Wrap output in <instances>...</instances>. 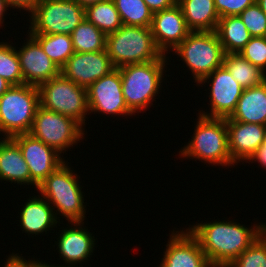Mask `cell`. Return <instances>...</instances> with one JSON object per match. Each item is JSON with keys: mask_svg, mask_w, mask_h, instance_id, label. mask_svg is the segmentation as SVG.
<instances>
[{"mask_svg": "<svg viewBox=\"0 0 266 267\" xmlns=\"http://www.w3.org/2000/svg\"><path fill=\"white\" fill-rule=\"evenodd\" d=\"M211 78L212 83L209 85L211 91L208 93L210 94L211 112L201 113L200 111L199 114L211 118H229L235 110L244 89L234 80L231 73L224 66L217 68L199 84L210 81Z\"/></svg>", "mask_w": 266, "mask_h": 267, "instance_id": "14", "label": "cell"}, {"mask_svg": "<svg viewBox=\"0 0 266 267\" xmlns=\"http://www.w3.org/2000/svg\"><path fill=\"white\" fill-rule=\"evenodd\" d=\"M174 231L159 267H213L188 229L185 232Z\"/></svg>", "mask_w": 266, "mask_h": 267, "instance_id": "17", "label": "cell"}, {"mask_svg": "<svg viewBox=\"0 0 266 267\" xmlns=\"http://www.w3.org/2000/svg\"><path fill=\"white\" fill-rule=\"evenodd\" d=\"M193 138L180 151L184 158H196L209 164L234 166L228 147L227 125L224 118L199 115Z\"/></svg>", "mask_w": 266, "mask_h": 267, "instance_id": "5", "label": "cell"}, {"mask_svg": "<svg viewBox=\"0 0 266 267\" xmlns=\"http://www.w3.org/2000/svg\"><path fill=\"white\" fill-rule=\"evenodd\" d=\"M20 226L25 233L35 234L49 231L50 227L57 224V218L53 207L44 197L34 196L28 199L25 206L21 208Z\"/></svg>", "mask_w": 266, "mask_h": 267, "instance_id": "22", "label": "cell"}, {"mask_svg": "<svg viewBox=\"0 0 266 267\" xmlns=\"http://www.w3.org/2000/svg\"><path fill=\"white\" fill-rule=\"evenodd\" d=\"M115 69L106 50L90 53L75 52L61 67L60 74L87 89Z\"/></svg>", "mask_w": 266, "mask_h": 267, "instance_id": "13", "label": "cell"}, {"mask_svg": "<svg viewBox=\"0 0 266 267\" xmlns=\"http://www.w3.org/2000/svg\"><path fill=\"white\" fill-rule=\"evenodd\" d=\"M226 120L266 125V80L244 89L235 110Z\"/></svg>", "mask_w": 266, "mask_h": 267, "instance_id": "21", "label": "cell"}, {"mask_svg": "<svg viewBox=\"0 0 266 267\" xmlns=\"http://www.w3.org/2000/svg\"><path fill=\"white\" fill-rule=\"evenodd\" d=\"M0 180L17 182V184L38 185L31 179L26 161L19 145L11 138L0 141Z\"/></svg>", "mask_w": 266, "mask_h": 267, "instance_id": "20", "label": "cell"}, {"mask_svg": "<svg viewBox=\"0 0 266 267\" xmlns=\"http://www.w3.org/2000/svg\"><path fill=\"white\" fill-rule=\"evenodd\" d=\"M23 256L20 257L18 254H11V256L8 257L7 262H5L4 267H28V261L22 258ZM24 259V260H23Z\"/></svg>", "mask_w": 266, "mask_h": 267, "instance_id": "37", "label": "cell"}, {"mask_svg": "<svg viewBox=\"0 0 266 267\" xmlns=\"http://www.w3.org/2000/svg\"><path fill=\"white\" fill-rule=\"evenodd\" d=\"M40 0H7L8 6L11 8L23 9L32 13L35 6Z\"/></svg>", "mask_w": 266, "mask_h": 267, "instance_id": "36", "label": "cell"}, {"mask_svg": "<svg viewBox=\"0 0 266 267\" xmlns=\"http://www.w3.org/2000/svg\"><path fill=\"white\" fill-rule=\"evenodd\" d=\"M41 45L44 53L61 69L75 53L71 35L31 34Z\"/></svg>", "mask_w": 266, "mask_h": 267, "instance_id": "28", "label": "cell"}, {"mask_svg": "<svg viewBox=\"0 0 266 267\" xmlns=\"http://www.w3.org/2000/svg\"><path fill=\"white\" fill-rule=\"evenodd\" d=\"M239 54L266 74V36L251 37Z\"/></svg>", "mask_w": 266, "mask_h": 267, "instance_id": "33", "label": "cell"}, {"mask_svg": "<svg viewBox=\"0 0 266 267\" xmlns=\"http://www.w3.org/2000/svg\"><path fill=\"white\" fill-rule=\"evenodd\" d=\"M150 28L155 44L163 55L168 54V48L173 51L191 32L178 4L153 13Z\"/></svg>", "mask_w": 266, "mask_h": 267, "instance_id": "16", "label": "cell"}, {"mask_svg": "<svg viewBox=\"0 0 266 267\" xmlns=\"http://www.w3.org/2000/svg\"><path fill=\"white\" fill-rule=\"evenodd\" d=\"M11 138L19 145L28 165L30 177L37 185L65 162L54 148L47 146L30 133L18 134Z\"/></svg>", "mask_w": 266, "mask_h": 267, "instance_id": "12", "label": "cell"}, {"mask_svg": "<svg viewBox=\"0 0 266 267\" xmlns=\"http://www.w3.org/2000/svg\"><path fill=\"white\" fill-rule=\"evenodd\" d=\"M78 4H80L82 7L86 8L89 5L96 4L103 0H75Z\"/></svg>", "mask_w": 266, "mask_h": 267, "instance_id": "42", "label": "cell"}, {"mask_svg": "<svg viewBox=\"0 0 266 267\" xmlns=\"http://www.w3.org/2000/svg\"><path fill=\"white\" fill-rule=\"evenodd\" d=\"M223 66L229 71L243 89L258 86L266 80V74L257 66L251 64L239 53L224 55Z\"/></svg>", "mask_w": 266, "mask_h": 267, "instance_id": "25", "label": "cell"}, {"mask_svg": "<svg viewBox=\"0 0 266 267\" xmlns=\"http://www.w3.org/2000/svg\"><path fill=\"white\" fill-rule=\"evenodd\" d=\"M259 148H266V130H265V135H264V139H263V143Z\"/></svg>", "mask_w": 266, "mask_h": 267, "instance_id": "44", "label": "cell"}, {"mask_svg": "<svg viewBox=\"0 0 266 267\" xmlns=\"http://www.w3.org/2000/svg\"><path fill=\"white\" fill-rule=\"evenodd\" d=\"M49 267H66V266H54V265H49ZM68 267V266H67ZM73 267V266H71Z\"/></svg>", "mask_w": 266, "mask_h": 267, "instance_id": "45", "label": "cell"}, {"mask_svg": "<svg viewBox=\"0 0 266 267\" xmlns=\"http://www.w3.org/2000/svg\"><path fill=\"white\" fill-rule=\"evenodd\" d=\"M89 112L103 114H134L125 102L122 93V80L118 68L95 81L87 88Z\"/></svg>", "mask_w": 266, "mask_h": 267, "instance_id": "11", "label": "cell"}, {"mask_svg": "<svg viewBox=\"0 0 266 267\" xmlns=\"http://www.w3.org/2000/svg\"><path fill=\"white\" fill-rule=\"evenodd\" d=\"M38 89L41 107L69 116L85 125V115L89 113L86 88L60 74L40 84Z\"/></svg>", "mask_w": 266, "mask_h": 267, "instance_id": "9", "label": "cell"}, {"mask_svg": "<svg viewBox=\"0 0 266 267\" xmlns=\"http://www.w3.org/2000/svg\"><path fill=\"white\" fill-rule=\"evenodd\" d=\"M123 25L151 27L153 12L144 0H113Z\"/></svg>", "mask_w": 266, "mask_h": 267, "instance_id": "29", "label": "cell"}, {"mask_svg": "<svg viewBox=\"0 0 266 267\" xmlns=\"http://www.w3.org/2000/svg\"><path fill=\"white\" fill-rule=\"evenodd\" d=\"M149 9L155 13L168 9L177 4V0H144Z\"/></svg>", "mask_w": 266, "mask_h": 267, "instance_id": "35", "label": "cell"}, {"mask_svg": "<svg viewBox=\"0 0 266 267\" xmlns=\"http://www.w3.org/2000/svg\"><path fill=\"white\" fill-rule=\"evenodd\" d=\"M66 164V162L62 163L38 185L37 189L42 197L51 206L53 205L54 210L57 208L56 218H59L57 215L61 213L70 224L72 222H83L86 209H84L82 188L79 186L77 175Z\"/></svg>", "mask_w": 266, "mask_h": 267, "instance_id": "3", "label": "cell"}, {"mask_svg": "<svg viewBox=\"0 0 266 267\" xmlns=\"http://www.w3.org/2000/svg\"><path fill=\"white\" fill-rule=\"evenodd\" d=\"M251 37L266 36V15L255 2L238 15Z\"/></svg>", "mask_w": 266, "mask_h": 267, "instance_id": "32", "label": "cell"}, {"mask_svg": "<svg viewBox=\"0 0 266 267\" xmlns=\"http://www.w3.org/2000/svg\"><path fill=\"white\" fill-rule=\"evenodd\" d=\"M248 160L252 163L256 161L266 168V148H258Z\"/></svg>", "mask_w": 266, "mask_h": 267, "instance_id": "38", "label": "cell"}, {"mask_svg": "<svg viewBox=\"0 0 266 267\" xmlns=\"http://www.w3.org/2000/svg\"><path fill=\"white\" fill-rule=\"evenodd\" d=\"M215 8L220 18L241 14L248 6L256 0H214Z\"/></svg>", "mask_w": 266, "mask_h": 267, "instance_id": "34", "label": "cell"}, {"mask_svg": "<svg viewBox=\"0 0 266 267\" xmlns=\"http://www.w3.org/2000/svg\"><path fill=\"white\" fill-rule=\"evenodd\" d=\"M166 55L160 60L130 64L118 68L122 80V93L127 107L135 114L144 111L159 94Z\"/></svg>", "mask_w": 266, "mask_h": 267, "instance_id": "4", "label": "cell"}, {"mask_svg": "<svg viewBox=\"0 0 266 267\" xmlns=\"http://www.w3.org/2000/svg\"><path fill=\"white\" fill-rule=\"evenodd\" d=\"M27 43L17 51L23 84L39 86L60 75V68L44 53L40 43L29 33Z\"/></svg>", "mask_w": 266, "mask_h": 267, "instance_id": "15", "label": "cell"}, {"mask_svg": "<svg viewBox=\"0 0 266 267\" xmlns=\"http://www.w3.org/2000/svg\"><path fill=\"white\" fill-rule=\"evenodd\" d=\"M106 51L115 68L160 60L164 55L157 48L150 27L122 25L106 35Z\"/></svg>", "mask_w": 266, "mask_h": 267, "instance_id": "2", "label": "cell"}, {"mask_svg": "<svg viewBox=\"0 0 266 267\" xmlns=\"http://www.w3.org/2000/svg\"><path fill=\"white\" fill-rule=\"evenodd\" d=\"M215 32L225 54L239 53L251 38L238 15L220 18Z\"/></svg>", "mask_w": 266, "mask_h": 267, "instance_id": "24", "label": "cell"}, {"mask_svg": "<svg viewBox=\"0 0 266 267\" xmlns=\"http://www.w3.org/2000/svg\"><path fill=\"white\" fill-rule=\"evenodd\" d=\"M82 127L69 116L39 106L29 133L61 154L83 139Z\"/></svg>", "mask_w": 266, "mask_h": 267, "instance_id": "10", "label": "cell"}, {"mask_svg": "<svg viewBox=\"0 0 266 267\" xmlns=\"http://www.w3.org/2000/svg\"><path fill=\"white\" fill-rule=\"evenodd\" d=\"M173 51L191 70L196 84L223 66L225 52L215 31H191Z\"/></svg>", "mask_w": 266, "mask_h": 267, "instance_id": "7", "label": "cell"}, {"mask_svg": "<svg viewBox=\"0 0 266 267\" xmlns=\"http://www.w3.org/2000/svg\"><path fill=\"white\" fill-rule=\"evenodd\" d=\"M4 78L0 76V97L11 87Z\"/></svg>", "mask_w": 266, "mask_h": 267, "instance_id": "40", "label": "cell"}, {"mask_svg": "<svg viewBox=\"0 0 266 267\" xmlns=\"http://www.w3.org/2000/svg\"><path fill=\"white\" fill-rule=\"evenodd\" d=\"M39 106L38 86L12 85L0 97V131L4 137L29 133Z\"/></svg>", "mask_w": 266, "mask_h": 267, "instance_id": "6", "label": "cell"}, {"mask_svg": "<svg viewBox=\"0 0 266 267\" xmlns=\"http://www.w3.org/2000/svg\"><path fill=\"white\" fill-rule=\"evenodd\" d=\"M85 18L105 35L117 31L123 25L113 0H103L87 6Z\"/></svg>", "mask_w": 266, "mask_h": 267, "instance_id": "26", "label": "cell"}, {"mask_svg": "<svg viewBox=\"0 0 266 267\" xmlns=\"http://www.w3.org/2000/svg\"><path fill=\"white\" fill-rule=\"evenodd\" d=\"M8 3H7V0H0V25L3 24L4 20L3 19V16H5V12L6 10H8Z\"/></svg>", "mask_w": 266, "mask_h": 267, "instance_id": "39", "label": "cell"}, {"mask_svg": "<svg viewBox=\"0 0 266 267\" xmlns=\"http://www.w3.org/2000/svg\"><path fill=\"white\" fill-rule=\"evenodd\" d=\"M256 3L260 6L261 10L266 15V0H256Z\"/></svg>", "mask_w": 266, "mask_h": 267, "instance_id": "43", "label": "cell"}, {"mask_svg": "<svg viewBox=\"0 0 266 267\" xmlns=\"http://www.w3.org/2000/svg\"><path fill=\"white\" fill-rule=\"evenodd\" d=\"M0 76L10 85H22L23 75L16 48L0 42Z\"/></svg>", "mask_w": 266, "mask_h": 267, "instance_id": "30", "label": "cell"}, {"mask_svg": "<svg viewBox=\"0 0 266 267\" xmlns=\"http://www.w3.org/2000/svg\"><path fill=\"white\" fill-rule=\"evenodd\" d=\"M227 267H266V229Z\"/></svg>", "mask_w": 266, "mask_h": 267, "instance_id": "31", "label": "cell"}, {"mask_svg": "<svg viewBox=\"0 0 266 267\" xmlns=\"http://www.w3.org/2000/svg\"><path fill=\"white\" fill-rule=\"evenodd\" d=\"M190 31H215L220 19L214 0H177Z\"/></svg>", "mask_w": 266, "mask_h": 267, "instance_id": "23", "label": "cell"}, {"mask_svg": "<svg viewBox=\"0 0 266 267\" xmlns=\"http://www.w3.org/2000/svg\"><path fill=\"white\" fill-rule=\"evenodd\" d=\"M228 147L232 161H248L262 145L266 125L226 120Z\"/></svg>", "mask_w": 266, "mask_h": 267, "instance_id": "18", "label": "cell"}, {"mask_svg": "<svg viewBox=\"0 0 266 267\" xmlns=\"http://www.w3.org/2000/svg\"><path fill=\"white\" fill-rule=\"evenodd\" d=\"M42 261H39L37 259V261L34 260H28V267H49L48 264L46 263H41Z\"/></svg>", "mask_w": 266, "mask_h": 267, "instance_id": "41", "label": "cell"}, {"mask_svg": "<svg viewBox=\"0 0 266 267\" xmlns=\"http://www.w3.org/2000/svg\"><path fill=\"white\" fill-rule=\"evenodd\" d=\"M265 229V223L249 229L242 224L224 220L196 223L188 228L213 267L230 265Z\"/></svg>", "mask_w": 266, "mask_h": 267, "instance_id": "1", "label": "cell"}, {"mask_svg": "<svg viewBox=\"0 0 266 267\" xmlns=\"http://www.w3.org/2000/svg\"><path fill=\"white\" fill-rule=\"evenodd\" d=\"M30 34H68L85 19L75 0H40L31 13Z\"/></svg>", "mask_w": 266, "mask_h": 267, "instance_id": "8", "label": "cell"}, {"mask_svg": "<svg viewBox=\"0 0 266 267\" xmlns=\"http://www.w3.org/2000/svg\"><path fill=\"white\" fill-rule=\"evenodd\" d=\"M83 223L72 222L71 225L74 224L76 228H66L61 230L62 232L59 234L57 248H59L60 257L63 258L64 262L69 263L68 267H71L70 264L82 263L81 261L87 260L93 253L95 237H92V234L87 229L80 227L83 226Z\"/></svg>", "mask_w": 266, "mask_h": 267, "instance_id": "19", "label": "cell"}, {"mask_svg": "<svg viewBox=\"0 0 266 267\" xmlns=\"http://www.w3.org/2000/svg\"><path fill=\"white\" fill-rule=\"evenodd\" d=\"M71 38L75 52L106 50V35L86 18L74 29Z\"/></svg>", "mask_w": 266, "mask_h": 267, "instance_id": "27", "label": "cell"}]
</instances>
